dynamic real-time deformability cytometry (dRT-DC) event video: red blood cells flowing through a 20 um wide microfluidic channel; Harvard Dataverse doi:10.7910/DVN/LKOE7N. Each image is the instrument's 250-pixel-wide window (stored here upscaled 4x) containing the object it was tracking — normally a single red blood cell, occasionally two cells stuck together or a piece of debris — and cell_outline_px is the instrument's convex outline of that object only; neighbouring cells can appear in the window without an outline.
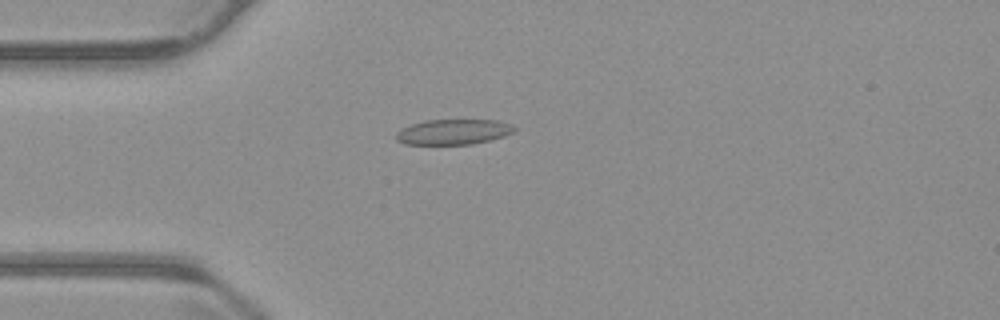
{"species": "common noctule bat (a hibernating species)", "species_latin": "Nyctalus noctula", "temperature_condition": "warm", "stored_images_in_passage": 56, "camera_frame_rate_fps": 3000, "um_per_image_px": 0.085, "animal": {"sex": "male", "body_mass_g": 23.1, "forearm_length_mm": 52.7}, "frame": {"image": 1, "passage_image": 15, "time_ms": 4.667, "image_size_px": [1000, 320], "cell_outline_px": [[516, 128], [512, 132], [504, 136], [472, 144], [404, 144], [396, 140], [396, 132], [400, 128], [424, 120], [500, 120], [512, 124]], "centroid_in_image_um": [38.51, 11.2], "position_along_channel_um": 46.5, "area_um2": 17.46}}
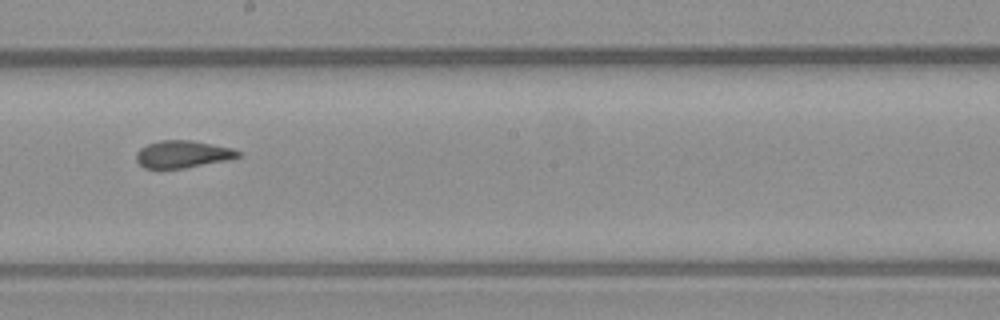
{"frame": {"image": 2, "passage_image": 31, "time_ms": 10.0, "image_size_px": [1000, 320], "cell_outline_px": [[244, 152], [240, 156], [228, 160], [184, 168], [144, 168], [136, 160], [136, 152], [140, 148], [148, 144], [160, 140], [192, 140], [232, 148]], "centroid_in_image_um": [15.55, 13.1], "position_along_channel_um": 232.7, "area_um2": 16.24}}
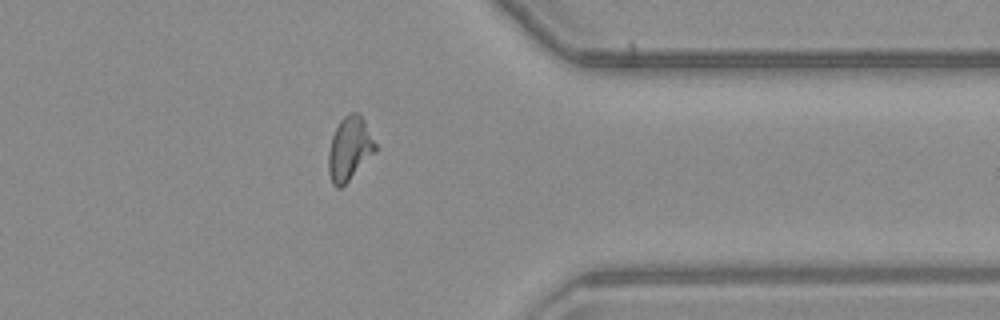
{"frame": {"image": 3, "passage_image": 44, "time_ms": 14.333, "image_size_px": [1000, 320], "cell_outline_px": [[376, 152], [340, 188], [336, 188], [332, 184], [328, 172], [328, 152], [332, 136], [340, 120], [348, 112], [360, 112], [376, 144]], "centroid_in_image_um": [29.7, 12.62], "position_along_channel_um": 381.7, "area_um2": 17.4}, "authors_computed_cell_mechanics": {"area_um2": 16.9932, "velocity_mm_per_s": 3.7367, "shape_relaxation_time_tau1_ms": null, "shape_relaxation_time_tau2_ms": 1.7725, "deformation_change_tau1": null, "deformation_change_tau2": 0.0985}}